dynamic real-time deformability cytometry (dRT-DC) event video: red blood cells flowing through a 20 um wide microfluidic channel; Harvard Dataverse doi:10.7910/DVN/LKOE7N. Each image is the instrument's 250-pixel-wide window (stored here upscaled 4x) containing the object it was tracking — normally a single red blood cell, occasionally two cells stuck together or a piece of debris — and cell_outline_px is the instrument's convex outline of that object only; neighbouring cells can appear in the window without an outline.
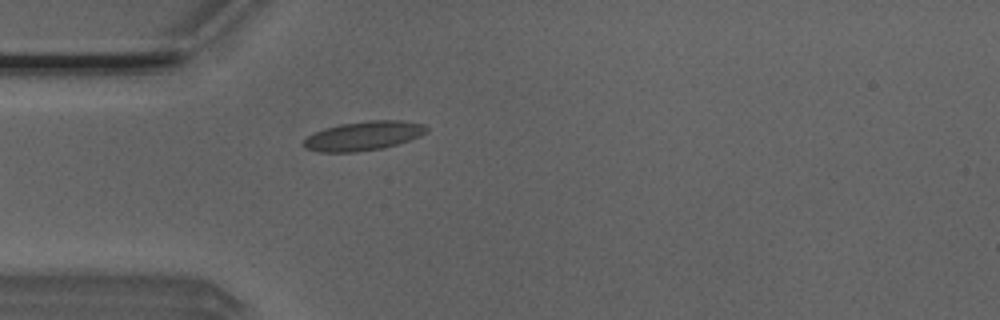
{"species": "Egyptian fruit bat (a non-hibernating species)", "species_latin": "Rousettus aegyptiacus", "temperature_condition": "room temperature", "stored_images_in_passage": 1, "camera_frame_rate_fps": 3000, "um_per_image_px": 0.085, "animal": {"sex": "male"}, "frame": {"image": 1, "passage_image": 1, "time_ms": 0.0, "image_size_px": [1000, 320], "cell_outline_px": [[428, 132], [420, 136], [384, 148], [356, 152], [320, 152], [304, 148], [304, 140], [312, 132], [324, 128], [340, 124], [368, 120], [400, 120], [424, 124], [428, 128]], "centroid_in_image_um": [30.89, 11.54], "position_along_channel_um": 54.1, "area_um2": 20.98}}